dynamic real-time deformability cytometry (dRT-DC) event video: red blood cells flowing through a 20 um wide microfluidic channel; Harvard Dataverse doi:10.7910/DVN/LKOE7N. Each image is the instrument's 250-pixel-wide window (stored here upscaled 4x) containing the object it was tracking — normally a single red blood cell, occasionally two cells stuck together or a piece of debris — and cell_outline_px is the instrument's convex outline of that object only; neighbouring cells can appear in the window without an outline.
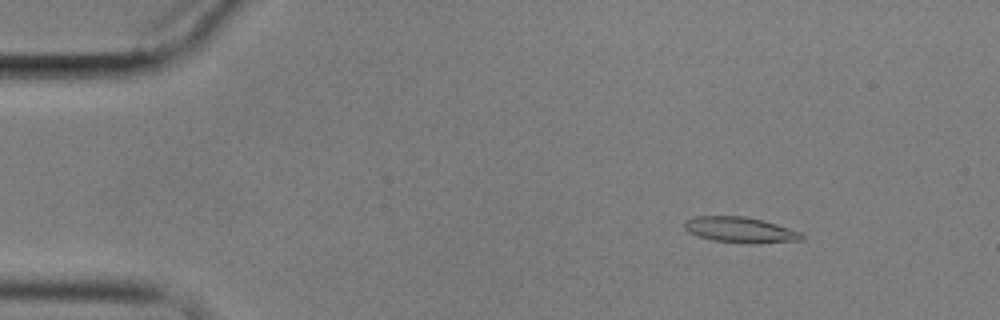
{"species": "common noctule bat (a hibernating species)", "species_latin": "Nyctalus noctula", "temperature_condition": "cold", "stored_images_in_passage": 5, "camera_frame_rate_fps": 3000, "um_per_image_px": 0.085, "animal": {"sex": "male", "body_mass_g": 17.9}, "frame": {"image": 1, "passage_image": 2, "time_ms": 1.333, "image_size_px": [1000, 320], "cell_outline_px": [[804, 240], [748, 244], [712, 240], [688, 232], [684, 228], [684, 220], [696, 216], [744, 216], [776, 224], [800, 232], [804, 236]], "centroid_in_image_um": [62.9, 19.54], "position_along_channel_um": 22.1, "area_um2": 17.46}}
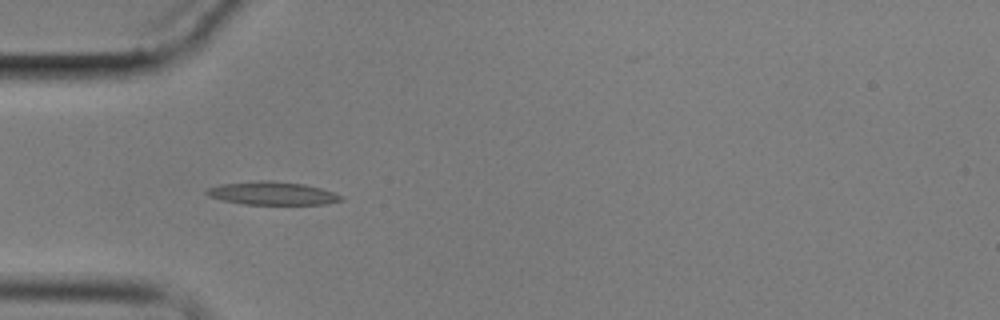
{"frame": {"image": 2, "passage_image": 4, "time_ms": 4.667, "image_size_px": [1000, 320], "cell_outline_px": [[344, 200], [324, 204], [244, 204], [224, 200], [208, 196], [204, 192], [208, 188], [220, 184], [256, 180], [272, 180], [304, 184], [320, 188], [332, 192], [340, 196]], "centroid_in_image_um": [23.11, 16.42], "position_along_channel_um": 61.9, "area_um2": 18.03}}
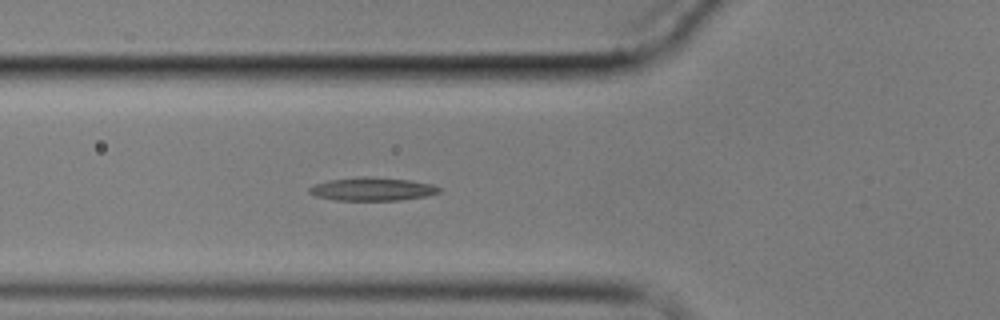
{"frame": {"image": 3, "passage_image": 5, "time_ms": 5.667, "image_size_px": [1000, 320], "cell_outline_px": [[440, 192], [428, 196], [400, 200], [336, 200], [316, 196], [308, 192], [308, 188], [316, 184], [328, 180], [360, 176], [368, 176], [412, 180], [432, 184], [440, 188]], "centroid_in_image_um": [31.66, 16.06], "position_along_channel_um": 94.1, "area_um2": 17.69}}